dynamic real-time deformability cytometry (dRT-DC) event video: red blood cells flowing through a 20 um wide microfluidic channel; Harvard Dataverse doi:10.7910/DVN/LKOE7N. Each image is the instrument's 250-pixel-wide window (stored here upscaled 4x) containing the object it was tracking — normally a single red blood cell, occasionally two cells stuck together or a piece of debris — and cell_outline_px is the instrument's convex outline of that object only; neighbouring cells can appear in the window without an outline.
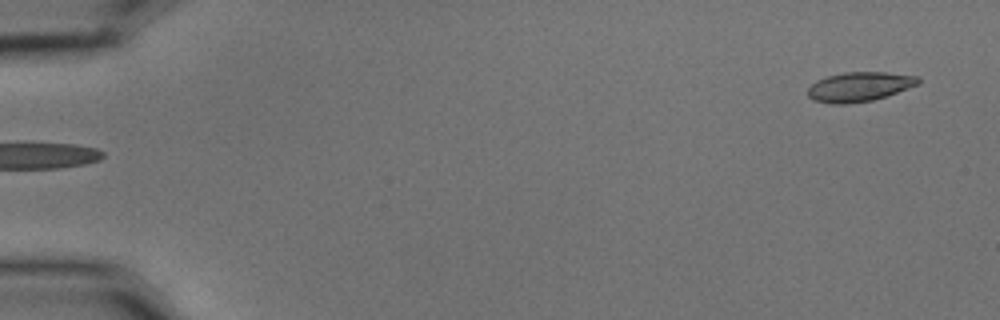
{"species": "common noctule bat (a hibernating species)", "species_latin": "Nyctalus noctula", "temperature_condition": "cold", "stored_images_in_passage": 6, "segment_of_instrument_passage": [2, 2], "camera_frame_rate_fps": 3000, "um_per_image_px": 0.085, "animal": {"sex": "male", "body_mass_g": 15.6}, "frame": {"image": 1, "passage_image": 6, "time_ms": 1.667, "image_size_px": [1000, 320], "cell_outline_px": [[920, 84], [888, 96], [872, 100], [848, 104], [832, 104], [812, 100], [808, 96], [808, 88], [816, 80], [828, 76], [844, 72], [888, 72], [916, 76], [920, 80]], "centroid_in_image_um": [73.05, 7.38], "position_along_channel_um": 11.9, "area_um2": 19.13}}